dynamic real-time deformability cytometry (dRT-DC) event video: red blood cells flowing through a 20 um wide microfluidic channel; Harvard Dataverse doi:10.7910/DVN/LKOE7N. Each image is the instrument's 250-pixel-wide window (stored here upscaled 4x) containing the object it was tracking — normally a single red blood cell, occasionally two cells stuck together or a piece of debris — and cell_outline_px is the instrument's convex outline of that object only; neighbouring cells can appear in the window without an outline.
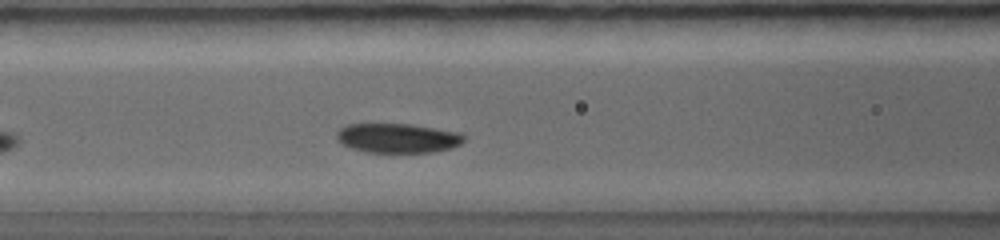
{"species": "common noctule bat (a hibernating species)", "species_latin": "Nyctalus noctula", "temperature_condition": "warm", "stored_images_in_passage": 8, "camera_frame_rate_fps": 5000, "um_per_image_px": 0.085, "animal": {"sex": "female", "body_mass_g": 19.0, "forearm_length_mm": 56.7}, "frame": {"image": 1, "passage_image": 6, "time_ms": 2.2, "image_size_px": [1000, 240], "cell_outline_px": [[464, 140], [460, 144], [452, 148], [432, 152], [364, 152], [352, 148], [344, 144], [336, 136], [336, 132], [340, 128], [348, 124], [412, 124], [460, 132], [464, 136]], "centroid_in_image_um": [33.83, 11.73], "position_along_channel_um": 132.8, "area_um2": 21.79}}